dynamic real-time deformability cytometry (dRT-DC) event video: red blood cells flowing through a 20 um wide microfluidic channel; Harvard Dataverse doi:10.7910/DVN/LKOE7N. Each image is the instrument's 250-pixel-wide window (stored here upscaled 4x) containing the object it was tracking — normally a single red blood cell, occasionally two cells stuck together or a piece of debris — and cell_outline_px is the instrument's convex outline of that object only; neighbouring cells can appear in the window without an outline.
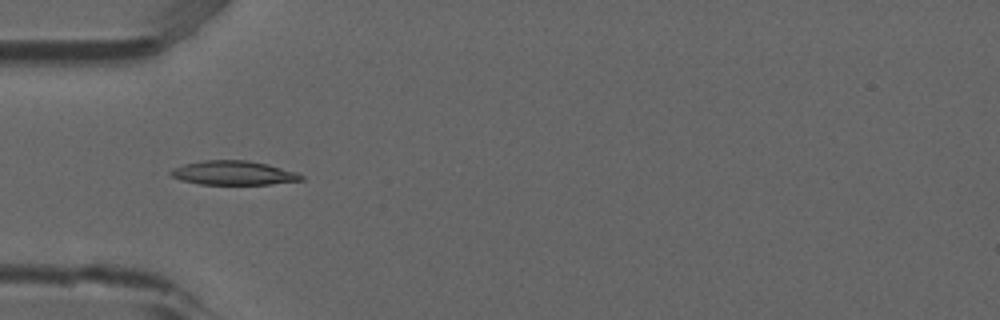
{"species": "common noctule bat (a hibernating species)", "species_latin": "Nyctalus noctula", "temperature_condition": "room temperature", "stored_images_in_passage": 5, "camera_frame_rate_fps": 3000, "um_per_image_px": 0.085, "animal": {"sex": "male", "forearm_length_mm": 52.5}, "frame": {"image": 1, "passage_image": 3, "time_ms": 0.667, "image_size_px": [1000, 320], "cell_outline_px": [[304, 180], [268, 184], [200, 184], [180, 180], [172, 176], [168, 172], [172, 168], [184, 164], [204, 160], [248, 160], [268, 164], [296, 172], [304, 176]], "centroid_in_image_um": [19.83, 14.69], "position_along_channel_um": 65.2, "area_um2": 18.32}}
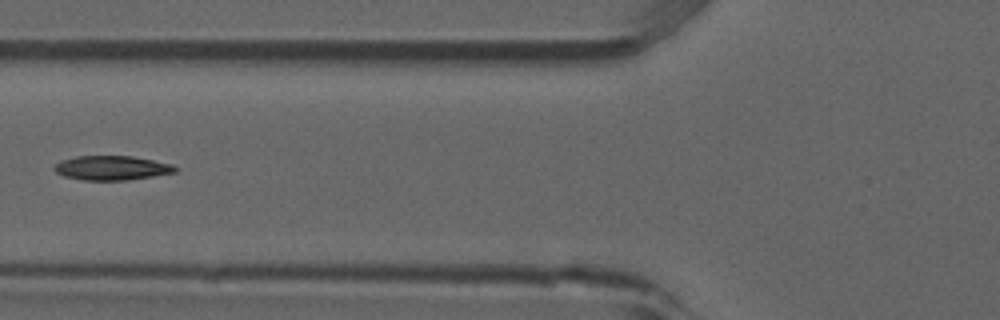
{"frame": {"image": 2, "passage_image": 4, "time_ms": 1.0, "image_size_px": [1000, 320], "cell_outline_px": [[176, 172], [128, 180], [84, 180], [64, 176], [56, 172], [52, 168], [60, 160], [76, 156], [132, 156], [172, 164], [176, 168]], "centroid_in_image_um": [9.46, 14.27], "position_along_channel_um": 116.3, "area_um2": 17.05}}
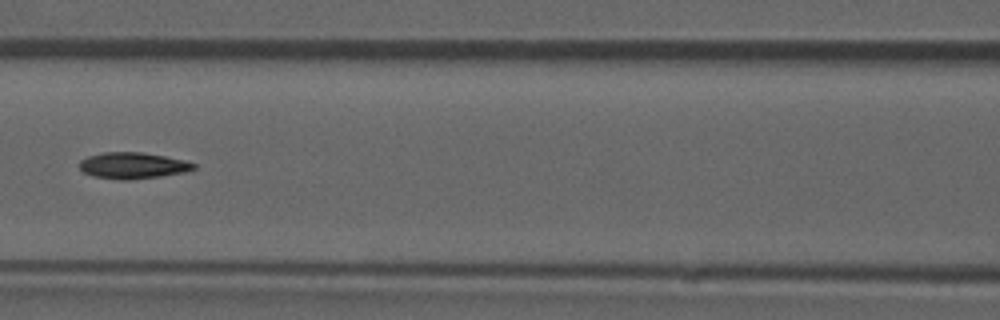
{"frame": {"image": 3, "passage_image": 5, "time_ms": 1.333, "image_size_px": [1000, 320], "cell_outline_px": [[196, 168], [184, 172], [160, 176], [128, 180], [120, 180], [92, 176], [84, 172], [80, 168], [80, 160], [88, 156], [104, 152], [140, 152], [164, 156], [184, 160], [196, 164]], "centroid_in_image_um": [11.27, 14.07], "position_along_channel_um": 155.3, "area_um2": 17.4}}